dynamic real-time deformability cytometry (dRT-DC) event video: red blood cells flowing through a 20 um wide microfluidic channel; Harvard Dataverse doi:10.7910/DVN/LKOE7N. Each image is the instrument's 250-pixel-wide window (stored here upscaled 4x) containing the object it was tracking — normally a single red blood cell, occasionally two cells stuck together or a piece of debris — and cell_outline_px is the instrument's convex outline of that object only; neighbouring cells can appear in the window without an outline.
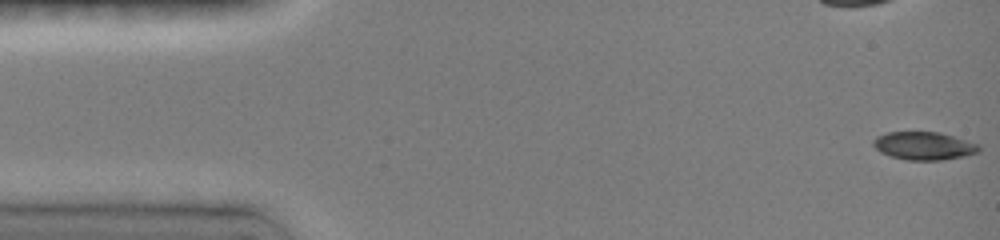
{"species": "common noctule bat (a hibernating species)", "species_latin": "Nyctalus noctula", "temperature_condition": "room temperature", "stored_images_in_passage": 48, "camera_frame_rate_fps": 3000, "um_per_image_px": 0.085, "animal": {"sex": "female", "body_mass_g": 19.0, "forearm_length_mm": 51.5}, "frame": {"image": 1, "passage_image": 1, "time_ms": 0.0, "image_size_px": [1000, 240], "cell_outline_px": [[980, 152], [964, 156], [940, 160], [908, 160], [892, 156], [880, 152], [872, 144], [872, 140], [876, 136], [888, 132], [940, 132], [980, 144]], "centroid_in_image_um": [78.54, 12.39], "position_along_channel_um": 6.5, "area_um2": 17.28}}
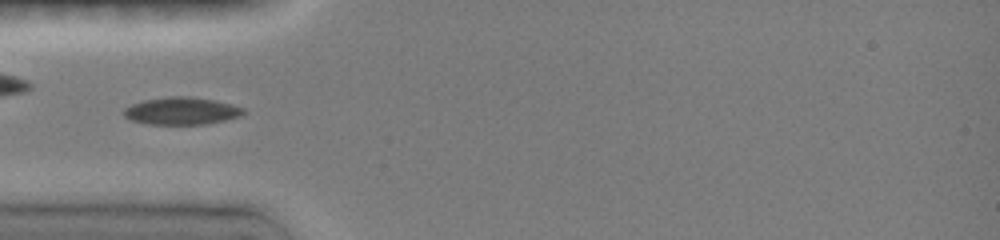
{"frame": {"image": 2, "passage_image": 15, "time_ms": 4.667, "image_size_px": [1000, 240], "cell_outline_px": [[248, 112], [240, 116], [208, 124], [148, 124], [132, 120], [124, 116], [124, 108], [132, 104], [144, 100], [172, 96], [180, 96], [212, 100], [232, 104], [244, 108]], "centroid_in_image_um": [15.45, 9.44], "position_along_channel_um": 69.5, "area_um2": 18.9}}
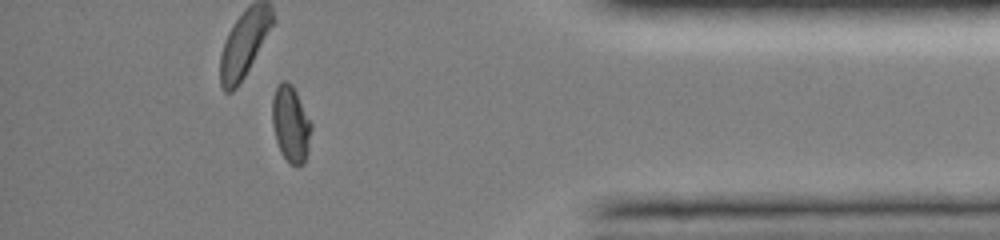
{"frame": {"image": 3, "passage_image": 42, "time_ms": 13.667, "image_size_px": [1000, 240], "cell_outline_px": [[312, 128], [308, 152], [304, 164], [296, 168], [280, 152], [276, 140], [272, 124], [272, 96], [280, 80], [284, 80], [292, 84], [312, 124]], "centroid_in_image_um": [24.71, 10.55], "position_along_channel_um": 410.5, "area_um2": 17.57}, "authors_computed_cell_mechanics": {"area_um2": 17.8313, "velocity_mm_per_s": 4.0324, "shape_relaxation_time_tau1_ms": 6.8418, "shape_relaxation_time_tau2_ms": 1.875, "deformation_change_tau1": 0.2355, "deformation_change_tau2": 0.0301}}